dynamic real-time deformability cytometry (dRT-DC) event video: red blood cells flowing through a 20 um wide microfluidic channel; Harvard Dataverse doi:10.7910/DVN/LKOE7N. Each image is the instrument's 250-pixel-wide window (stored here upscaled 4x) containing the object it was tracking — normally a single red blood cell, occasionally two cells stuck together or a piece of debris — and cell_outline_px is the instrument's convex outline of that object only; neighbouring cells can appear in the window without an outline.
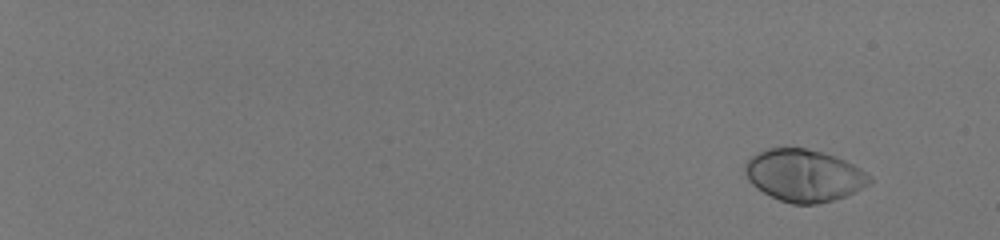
{"species": "human", "species_latin": "Homo sapiens", "temperature_condition": "room temperature", "stored_images_in_passage": 54, "camera_frame_rate_fps": 3000, "um_per_image_px": 0.085, "donor": {"sex": "male"}, "frame": {"image": 1, "passage_image": 1, "time_ms": 0.0, "image_size_px": [1000, 240], "cell_outline_px": [[872, 180], [868, 184], [844, 196], [832, 200], [816, 204], [792, 204], [780, 200], [756, 188], [748, 180], [744, 172], [744, 164], [756, 152], [768, 148], [804, 148], [820, 152], [844, 160], [860, 168], [872, 176]], "centroid_in_image_um": [68.3, 14.91], "position_along_channel_um": 16.7, "area_um2": 37.51}}
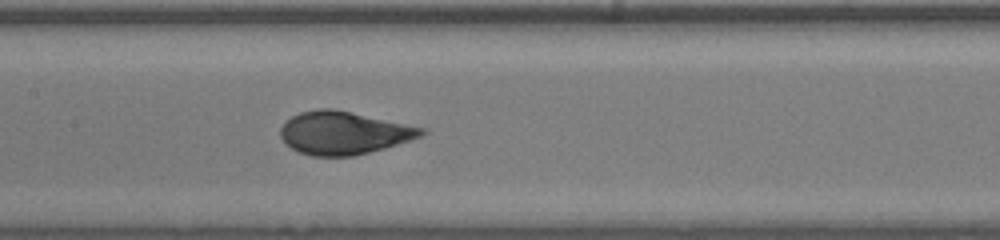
{"frame": {"image": 2, "passage_image": 31, "time_ms": 10.0, "image_size_px": [1000, 240], "cell_outline_px": [[428, 132], [420, 136], [384, 148], [352, 156], [312, 156], [300, 152], [292, 148], [280, 136], [280, 128], [292, 116], [300, 112], [320, 108], [332, 108], [352, 112], [424, 128]], "centroid_in_image_um": [29.19, 11.29], "position_along_channel_um": 178.2, "area_um2": 34.74}}
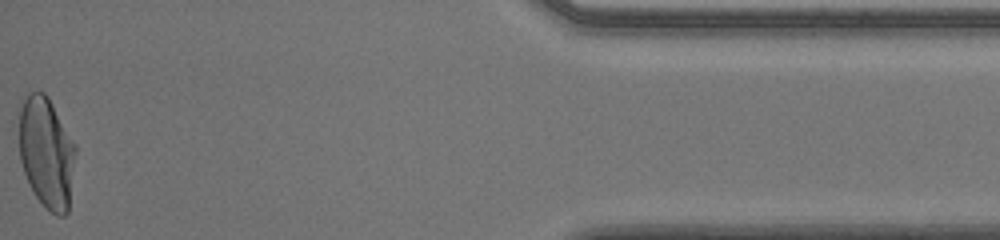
{"frame": {"image": 3, "passage_image": 54, "time_ms": 17.667, "image_size_px": [1000, 240], "cell_outline_px": [[76, 152], [68, 212], [64, 216], [56, 216], [36, 196], [24, 172], [20, 160], [20, 100], [28, 92], [44, 92], [48, 96], [76, 144]], "centroid_in_image_um": [3.97, 12.92], "position_along_channel_um": 431.2, "area_um2": 36.53}, "authors_computed_cell_mechanics": {"area_um2": 35.7782, "velocity_mm_per_s": 4.0117, "shape_relaxation_time_tau1_ms": 3.1579, "shape_relaxation_time_tau2_ms": null, "deformation_change_tau1": 0.2011, "deformation_change_tau2": null}}